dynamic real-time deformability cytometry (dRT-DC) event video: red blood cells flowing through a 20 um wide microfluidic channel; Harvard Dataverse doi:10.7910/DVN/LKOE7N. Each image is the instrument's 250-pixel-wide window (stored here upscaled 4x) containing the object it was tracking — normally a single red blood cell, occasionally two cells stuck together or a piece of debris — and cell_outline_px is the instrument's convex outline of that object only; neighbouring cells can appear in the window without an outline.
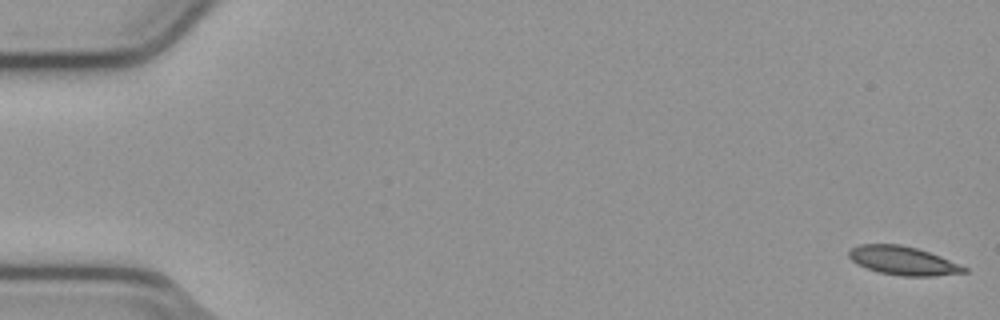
{"species": "common noctule bat (a hibernating species)", "species_latin": "Nyctalus noctula", "temperature_condition": "cold", "stored_images_in_passage": 54, "camera_frame_rate_fps": 3000, "um_per_image_px": 0.085, "animal": {"sex": "male", "body_mass_g": 23.1, "forearm_length_mm": 52.7}, "frame": {"image": 1, "passage_image": 1, "time_ms": 0.0, "image_size_px": [1000, 320], "cell_outline_px": [[968, 272], [932, 276], [900, 276], [880, 272], [856, 264], [848, 256], [848, 248], [860, 244], [900, 244], [916, 248], [940, 256], [968, 268]], "centroid_in_image_um": [76.72, 22.15], "position_along_channel_um": 8.3, "area_um2": 19.19}}
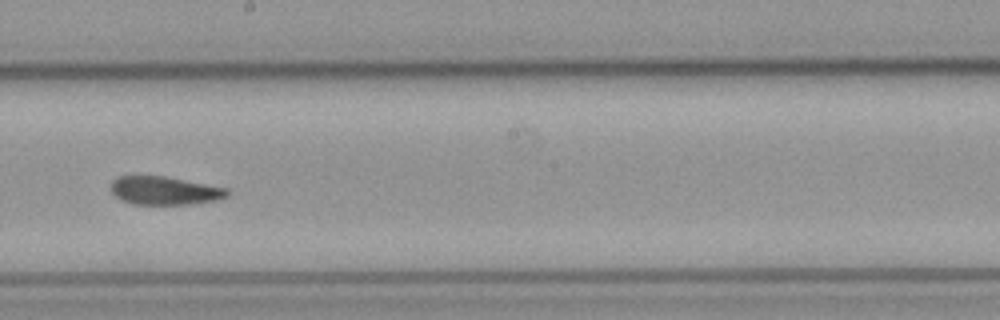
{"frame": {"image": 2, "passage_image": 31, "time_ms": 10.0, "image_size_px": [1000, 320], "cell_outline_px": [[232, 192], [228, 196], [220, 200], [192, 204], [132, 204], [120, 200], [112, 192], [112, 180], [116, 176], [164, 176], [228, 188]], "centroid_in_image_um": [14.04, 16.21], "position_along_channel_um": 234.2, "area_um2": 19.36}}
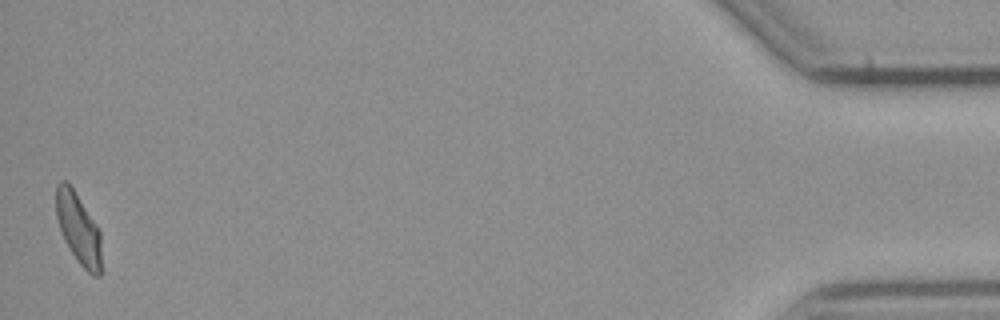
{"frame": {"image": 3, "passage_image": 54, "time_ms": 17.667, "image_size_px": [1000, 320], "cell_outline_px": [[100, 276], [92, 276], [80, 264], [64, 240], [56, 216], [56, 184], [60, 180], [64, 180], [72, 188], [96, 224], [100, 232]], "centroid_in_image_um": [6.65, 19.42], "position_along_channel_um": 428.6, "area_um2": 18.26}, "authors_computed_cell_mechanics": {"area_um2": 19.8254, "velocity_mm_per_s": 3.7909, "shape_relaxation_time_tau1_ms": null, "shape_relaxation_time_tau2_ms": 5.7086, "deformation_change_tau1": null, "deformation_change_tau2": 0.0997}}